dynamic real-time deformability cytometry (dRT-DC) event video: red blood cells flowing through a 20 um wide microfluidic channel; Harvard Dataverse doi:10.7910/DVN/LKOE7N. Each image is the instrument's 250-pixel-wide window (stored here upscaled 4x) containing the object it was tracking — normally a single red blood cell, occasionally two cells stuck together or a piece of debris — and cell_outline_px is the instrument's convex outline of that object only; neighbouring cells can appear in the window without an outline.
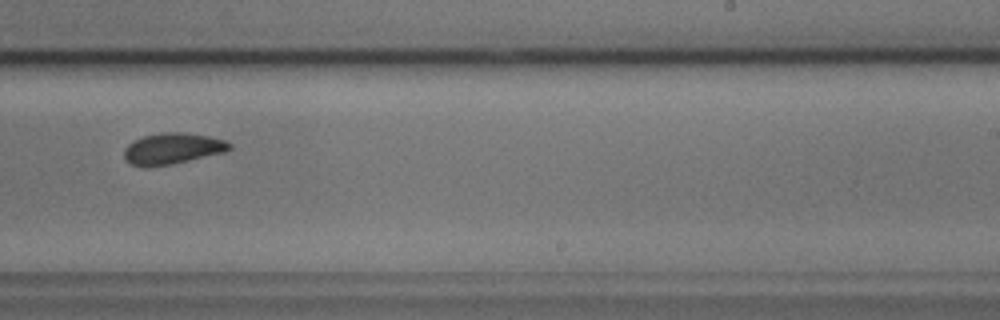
{"species": "common noctule bat (a hibernating species)", "species_latin": "Nyctalus noctula", "temperature_condition": "cold", "stored_images_in_passage": 10, "camera_frame_rate_fps": 3000, "um_per_image_px": 0.085, "animal": {"sex": "male", "body_mass_g": 17.9, "forearm_length_mm": 54.2}, "frame": {"image": 1, "passage_image": 9, "time_ms": 2.667, "image_size_px": [1000, 320], "cell_outline_px": [[232, 148], [224, 152], [172, 164], [148, 168], [144, 168], [128, 164], [124, 160], [124, 148], [132, 140], [144, 136], [160, 132], [184, 132], [208, 136], [224, 140], [232, 144]], "centroid_in_image_um": [14.59, 12.64], "position_along_channel_um": 274.4, "area_um2": 19.48}}